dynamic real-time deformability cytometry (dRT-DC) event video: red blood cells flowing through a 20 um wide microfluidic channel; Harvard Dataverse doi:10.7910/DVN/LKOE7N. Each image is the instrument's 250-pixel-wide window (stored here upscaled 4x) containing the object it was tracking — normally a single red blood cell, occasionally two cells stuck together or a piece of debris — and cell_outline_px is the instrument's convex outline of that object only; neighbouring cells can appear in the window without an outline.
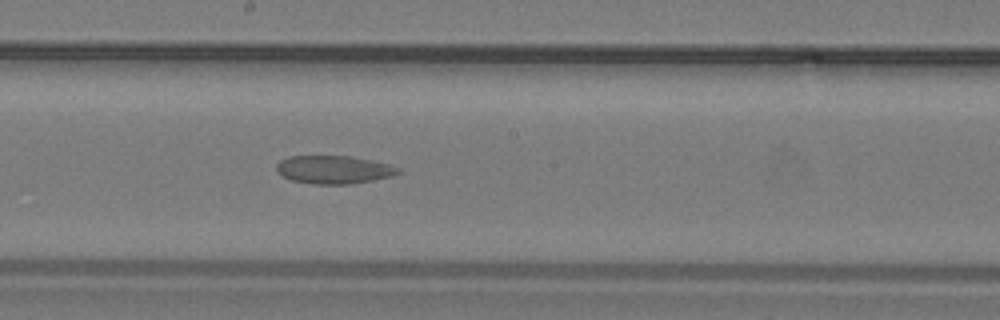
{"species": "common noctule bat (a hibernating species)", "species_latin": "Nyctalus noctula", "temperature_condition": "warm", "stored_images_in_passage": 15, "camera_frame_rate_fps": 3000, "um_per_image_px": 0.085, "animal": {"sex": "male", "body_mass_g": 19.2, "forearm_length_mm": 51.8}, "frame": {"image": 1, "passage_image": 15, "time_ms": 4.667, "image_size_px": [1000, 320], "cell_outline_px": [[400, 172], [392, 176], [352, 184], [312, 184], [292, 180], [276, 172], [276, 164], [280, 160], [288, 156], [352, 156], [372, 160], [388, 164], [400, 168]], "centroid_in_image_um": [28.36, 14.41], "position_along_channel_um": 219.8, "area_um2": 20.0}}